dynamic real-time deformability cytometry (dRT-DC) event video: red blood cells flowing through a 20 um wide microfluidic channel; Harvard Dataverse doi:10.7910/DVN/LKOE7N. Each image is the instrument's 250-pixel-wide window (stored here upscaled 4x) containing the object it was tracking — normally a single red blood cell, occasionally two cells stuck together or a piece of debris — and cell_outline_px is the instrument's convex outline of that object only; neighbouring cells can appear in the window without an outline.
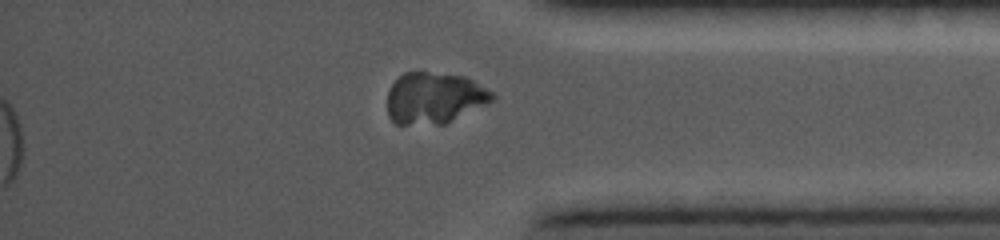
{"species": "common noctule bat (a hibernating species)", "species_latin": "Nyctalus noctula", "temperature_condition": "cold", "stored_images_in_passage": 15, "segment_of_instrument_passage": [2, 2], "camera_frame_rate_fps": 5000, "um_per_image_px": 0.085, "animal": {"sex": "female", "body_mass_g": 19.0, "forearm_length_mm": 56.7}, "frame": {"image": 1, "passage_image": 15, "time_ms": 15.0, "image_size_px": [1000, 240], "cell_outline_px": [[496, 96], [492, 100], [444, 124], [396, 124], [388, 116], [388, 92], [392, 84], [404, 72], [428, 72], [464, 76], [472, 80], [492, 92]], "centroid_in_image_um": [36.88, 8.32], "position_along_channel_um": 398.3, "area_um2": 30.92}}